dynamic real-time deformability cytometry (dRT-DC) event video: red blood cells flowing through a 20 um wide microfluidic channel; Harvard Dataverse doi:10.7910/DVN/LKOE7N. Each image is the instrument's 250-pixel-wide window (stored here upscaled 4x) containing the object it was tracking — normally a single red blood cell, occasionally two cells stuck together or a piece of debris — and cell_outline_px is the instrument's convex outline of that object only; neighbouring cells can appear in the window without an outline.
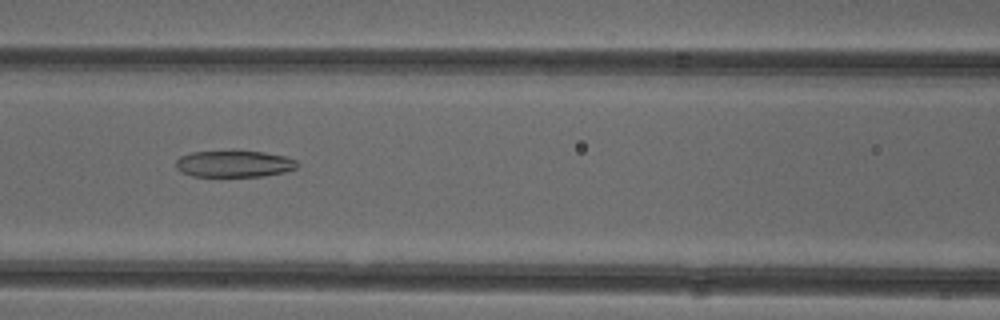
{"species": "common noctule bat (a hibernating species)", "species_latin": "Nyctalus noctula", "temperature_condition": "cold", "stored_images_in_passage": 52, "camera_frame_rate_fps": 3000, "um_per_image_px": 0.085, "animal": {"sex": "female"}, "frame": {"image": 1, "passage_image": 23, "time_ms": 7.333, "image_size_px": [1000, 320], "cell_outline_px": [[300, 164], [296, 168], [284, 172], [264, 176], [192, 176], [180, 172], [176, 168], [176, 160], [180, 156], [192, 152], [232, 148], [264, 152], [284, 156], [296, 160]], "centroid_in_image_um": [19.88, 13.88], "position_along_channel_um": 146.7, "area_um2": 19.65}}
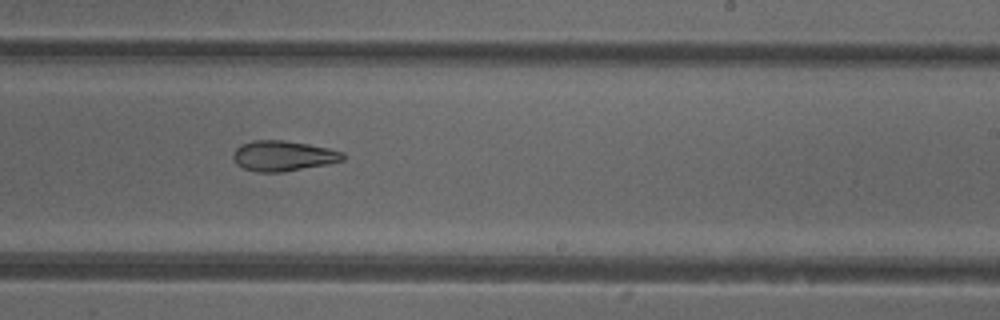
{"frame": {"image": 2, "passage_image": 32, "time_ms": 10.333, "image_size_px": [1000, 320], "cell_outline_px": [[344, 160], [328, 164], [284, 172], [256, 172], [244, 168], [236, 164], [232, 156], [236, 148], [240, 144], [252, 140], [284, 140], [308, 144], [328, 148], [344, 152]], "centroid_in_image_um": [24.05, 13.25], "position_along_channel_um": 264.9, "area_um2": 19.54}}
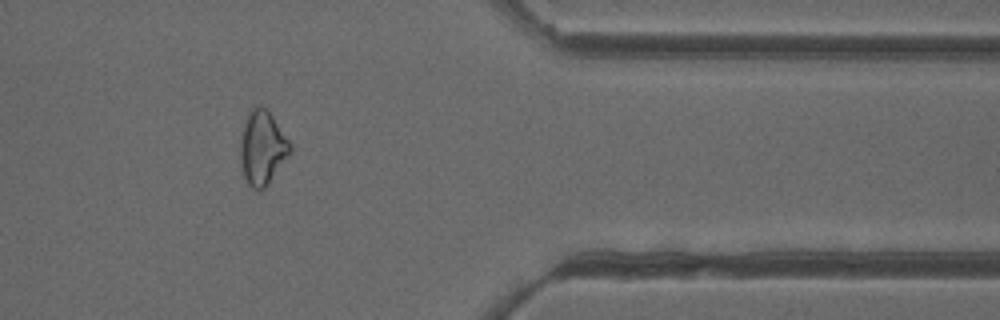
{"frame": {"image": 3, "passage_image": 43, "time_ms": 14.0, "image_size_px": [1000, 320], "cell_outline_px": [[292, 152], [268, 184], [264, 188], [252, 188], [248, 184], [244, 176], [240, 164], [240, 140], [244, 120], [248, 112], [256, 104], [260, 104], [268, 108], [292, 144]], "centroid_in_image_um": [22.31, 12.5], "position_along_channel_um": 389.1, "area_um2": 21.96}, "authors_computed_cell_mechanics": {"area_um2": 22.5709, "velocity_mm_per_s": 3.9544, "shape_relaxation_time_tau1_ms": null, "shape_relaxation_time_tau2_ms": 8.5699, "deformation_change_tau1": null, "deformation_change_tau2": 0.1997}}